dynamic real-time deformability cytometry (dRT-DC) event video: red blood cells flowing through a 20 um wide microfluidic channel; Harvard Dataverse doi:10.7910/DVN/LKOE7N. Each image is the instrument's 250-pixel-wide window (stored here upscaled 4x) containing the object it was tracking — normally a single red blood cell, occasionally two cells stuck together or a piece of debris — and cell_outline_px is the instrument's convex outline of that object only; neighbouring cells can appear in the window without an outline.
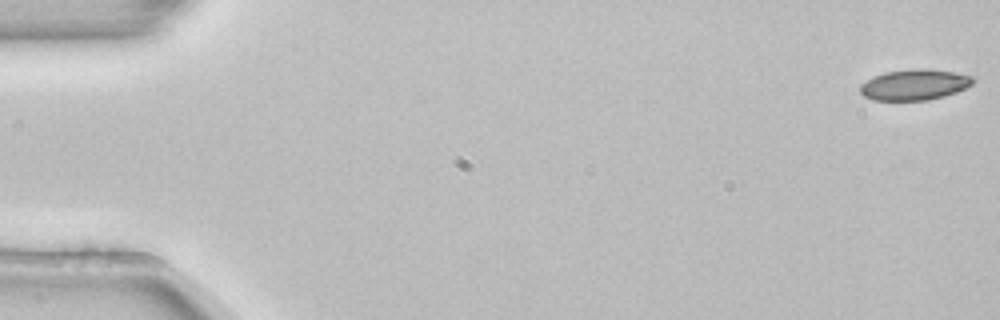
{"species": "common noctule bat (a hibernating species)", "species_latin": "Nyctalus noctula", "temperature_condition": "room temperature", "stored_images_in_passage": 6, "camera_frame_rate_fps": 3000, "um_per_image_px": 0.085, "animal": {"sex": "female", "body_mass_g": 22.7, "forearm_length_mm": 54.2}, "frame": {"image": 1, "passage_image": 1, "time_ms": 0.0, "image_size_px": [1000, 320], "cell_outline_px": [[976, 80], [972, 84], [956, 92], [944, 96], [928, 100], [872, 100], [864, 96], [860, 92], [860, 84], [872, 76], [884, 72], [912, 68], [920, 68], [956, 72], [972, 76]], "centroid_in_image_um": [77.71, 7.19], "position_along_channel_um": 7.3, "area_um2": 20.4}}